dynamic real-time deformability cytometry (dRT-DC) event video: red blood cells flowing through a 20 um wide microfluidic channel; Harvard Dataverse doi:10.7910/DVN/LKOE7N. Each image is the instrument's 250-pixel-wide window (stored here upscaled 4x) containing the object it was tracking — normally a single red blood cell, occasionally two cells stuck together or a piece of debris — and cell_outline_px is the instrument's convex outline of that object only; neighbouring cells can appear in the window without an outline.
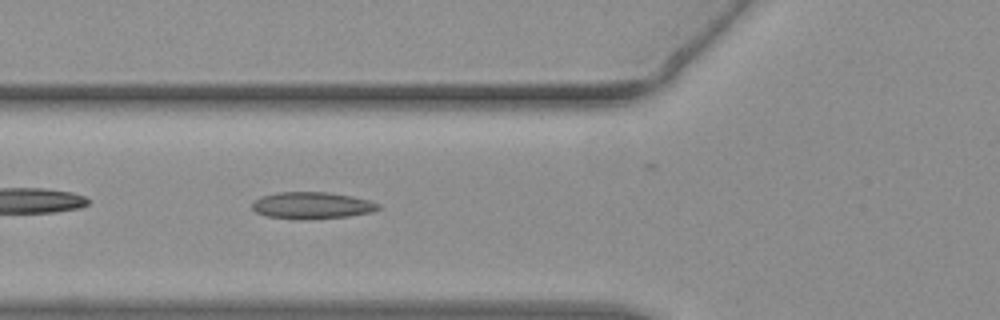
{"species": "common noctule bat (a hibernating species)", "species_latin": "Nyctalus noctula", "temperature_condition": "warm", "stored_images_in_passage": 45, "camera_frame_rate_fps": 3000, "um_per_image_px": 0.085, "animal": {"sex": "female", "body_mass_g": 19.3, "forearm_length_mm": 54.1}, "frame": {"image": 1, "passage_image": 20, "time_ms": 6.333, "image_size_px": [1000, 320], "cell_outline_px": [[380, 208], [372, 212], [348, 216], [300, 220], [264, 216], [256, 212], [252, 208], [252, 200], [260, 196], [276, 192], [328, 192], [352, 196], [368, 200], [380, 204]], "centroid_in_image_um": [26.46, 17.46], "position_along_channel_um": 99.3, "area_um2": 19.94}}
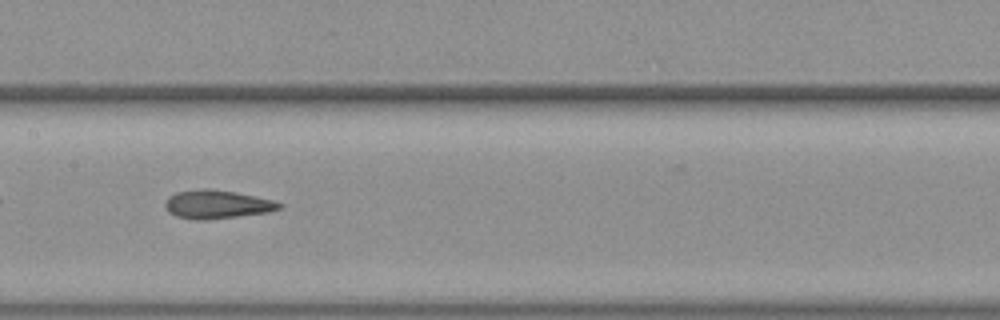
{"frame": {"image": 2, "passage_image": 27, "time_ms": 8.667, "image_size_px": [1000, 320], "cell_outline_px": [[284, 208], [268, 212], [204, 220], [196, 220], [176, 216], [168, 212], [164, 204], [168, 196], [176, 192], [204, 188], [208, 188], [236, 192], [272, 200], [284, 204]], "centroid_in_image_um": [18.44, 17.36], "position_along_channel_um": 189.0, "area_um2": 18.96}}
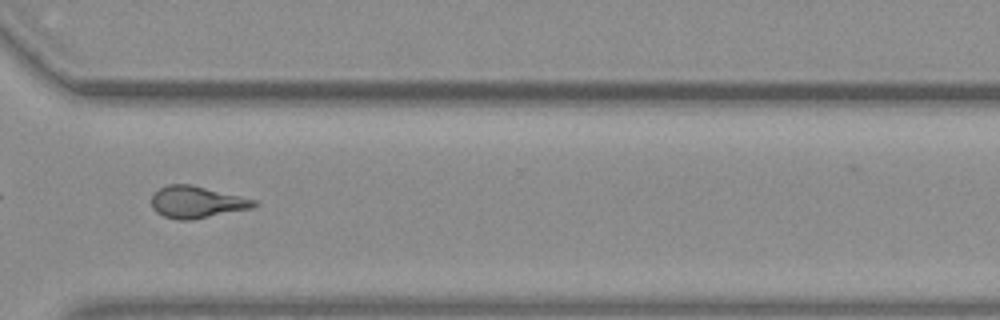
{"frame": {"image": 3, "passage_image": 40, "time_ms": 13.0, "image_size_px": [1000, 320], "cell_outline_px": [[260, 204], [252, 208], [192, 220], [176, 220], [164, 216], [156, 212], [152, 208], [152, 196], [160, 188], [168, 184], [188, 184], [240, 196], [256, 200]], "centroid_in_image_um": [16.72, 17.19], "position_along_channel_um": 353.9, "area_um2": 18.9}}